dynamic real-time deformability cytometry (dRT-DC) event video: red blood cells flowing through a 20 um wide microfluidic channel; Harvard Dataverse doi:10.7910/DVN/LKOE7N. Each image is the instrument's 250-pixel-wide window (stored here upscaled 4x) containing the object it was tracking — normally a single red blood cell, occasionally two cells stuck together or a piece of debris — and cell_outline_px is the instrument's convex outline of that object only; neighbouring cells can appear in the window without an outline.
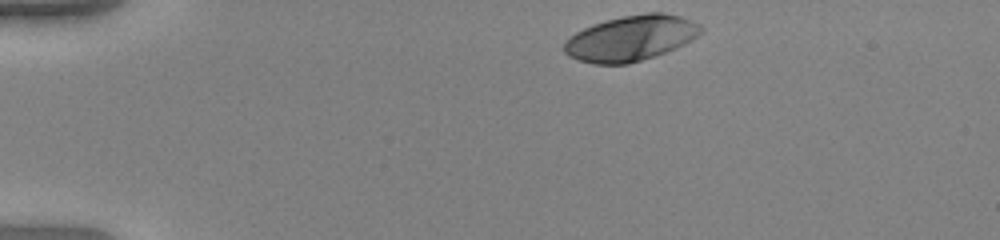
{"species": "human", "species_latin": "Homo sapiens", "temperature_condition": "warm", "stored_images_in_passage": 37, "camera_frame_rate_fps": 3000, "um_per_image_px": 0.085, "donor": {"sex": "female"}, "frame": {"image": 1, "passage_image": 1, "time_ms": 0.0, "image_size_px": [1000, 240], "cell_outline_px": [[704, 28], [696, 36], [684, 44], [676, 48], [628, 64], [592, 64], [568, 56], [564, 52], [564, 44], [576, 32], [592, 24], [624, 16], [648, 12], [664, 12], [680, 16], [700, 24]], "centroid_in_image_um": [53.63, 3.24], "position_along_channel_um": 31.4, "area_um2": 35.78}}
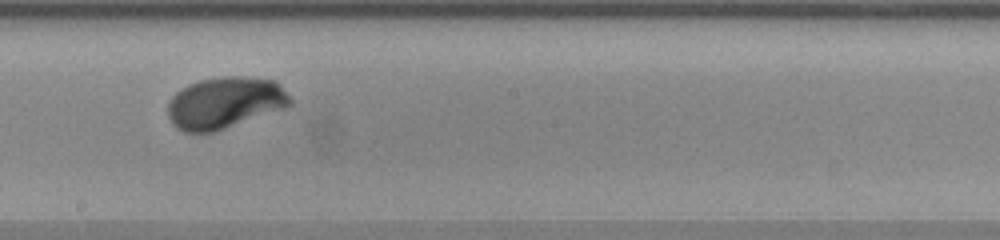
{"frame": {"image": 2, "passage_image": 22, "time_ms": 7.0, "image_size_px": [1000, 240], "cell_outline_px": [[292, 104], [284, 108], [212, 132], [184, 132], [176, 128], [172, 124], [168, 116], [168, 100], [180, 88], [188, 84], [200, 80], [224, 76], [244, 76], [276, 80], [280, 84], [292, 100]], "centroid_in_image_um": [19.09, 8.71], "position_along_channel_um": 229.1, "area_um2": 36.76}}
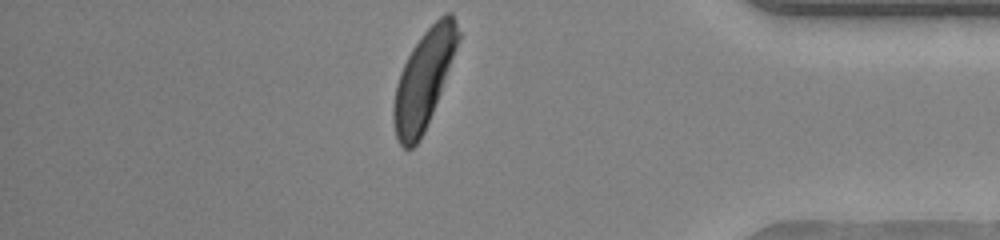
{"frame": {"image": 3, "passage_image": 37, "time_ms": 12.0, "image_size_px": [1000, 240], "cell_outline_px": [[460, 40], [440, 92], [424, 132], [420, 140], [412, 148], [404, 148], [400, 144], [396, 136], [392, 120], [392, 108], [396, 84], [400, 72], [412, 48], [424, 32], [444, 12], [452, 12], [460, 32]], "centroid_in_image_um": [36.01, 6.73], "position_along_channel_um": 399.2, "area_um2": 36.41}, "authors_computed_cell_mechanics": {"area_um2": 35.6048, "velocity_mm_per_s": 3.9042, "shape_relaxation_time_tau1_ms": 2.6539, "shape_relaxation_time_tau2_ms": null, "deformation_change_tau1": 0.1968, "deformation_change_tau2": null}}